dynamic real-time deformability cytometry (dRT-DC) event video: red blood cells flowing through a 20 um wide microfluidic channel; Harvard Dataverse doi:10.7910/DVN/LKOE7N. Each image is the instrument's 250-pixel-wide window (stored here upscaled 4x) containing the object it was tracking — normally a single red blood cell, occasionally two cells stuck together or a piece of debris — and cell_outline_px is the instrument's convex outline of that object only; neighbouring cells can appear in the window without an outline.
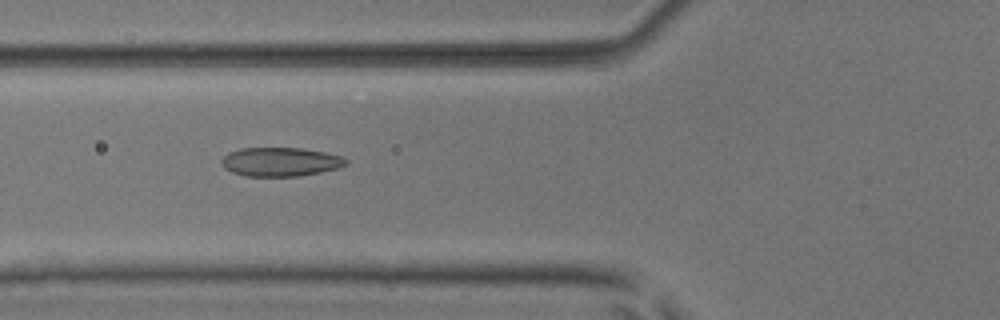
{"species": "common noctule bat (a hibernating species)", "species_latin": "Nyctalus noctula", "temperature_condition": "room temperature", "stored_images_in_passage": 52, "camera_frame_rate_fps": 3000, "um_per_image_px": 0.085, "animal": {"sex": "male", "body_mass_g": 17.9, "forearm_length_mm": 54.2}, "frame": {"image": 1, "passage_image": 20, "time_ms": 6.333, "image_size_px": [1000, 320], "cell_outline_px": [[348, 164], [336, 168], [320, 172], [300, 176], [244, 176], [232, 172], [224, 168], [220, 164], [220, 160], [228, 152], [240, 148], [300, 148], [324, 152], [340, 156], [348, 160]], "centroid_in_image_um": [23.79, 13.75], "position_along_channel_um": 102.0, "area_um2": 20.98}}
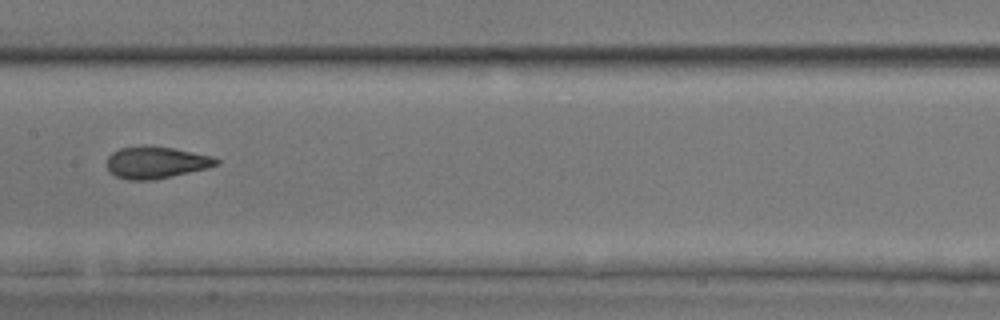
{"frame": {"image": 2, "passage_image": 27, "time_ms": 8.667, "image_size_px": [1000, 320], "cell_outline_px": [[220, 164], [208, 168], [152, 180], [128, 180], [116, 176], [108, 172], [108, 156], [112, 152], [120, 148], [144, 144], [152, 144], [212, 156], [220, 160]], "centroid_in_image_um": [13.25, 13.79], "position_along_channel_um": 194.1, "area_um2": 20.58}}
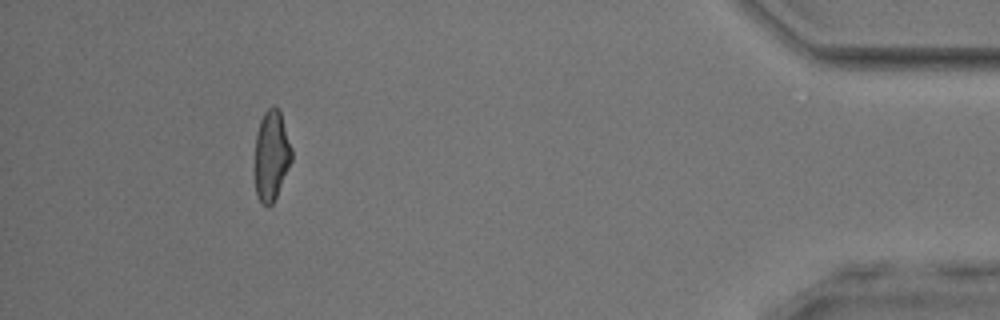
{"frame": {"image": 3, "passage_image": 48, "time_ms": 15.667, "image_size_px": [1000, 320], "cell_outline_px": [[292, 160], [276, 196], [272, 204], [268, 208], [256, 196], [256, 132], [260, 120], [264, 112], [272, 104], [280, 112], [292, 148]], "centroid_in_image_um": [23.08, 13.2], "position_along_channel_um": 412.1, "area_um2": 19.07}, "authors_computed_cell_mechanics": {"area_um2": 20.6057, "velocity_mm_per_s": 3.9487, "shape_relaxation_time_tau1_ms": 5.1971, "shape_relaxation_time_tau2_ms": 1.5589, "deformation_change_tau1": 0.166, "deformation_change_tau2": 0.0701}}